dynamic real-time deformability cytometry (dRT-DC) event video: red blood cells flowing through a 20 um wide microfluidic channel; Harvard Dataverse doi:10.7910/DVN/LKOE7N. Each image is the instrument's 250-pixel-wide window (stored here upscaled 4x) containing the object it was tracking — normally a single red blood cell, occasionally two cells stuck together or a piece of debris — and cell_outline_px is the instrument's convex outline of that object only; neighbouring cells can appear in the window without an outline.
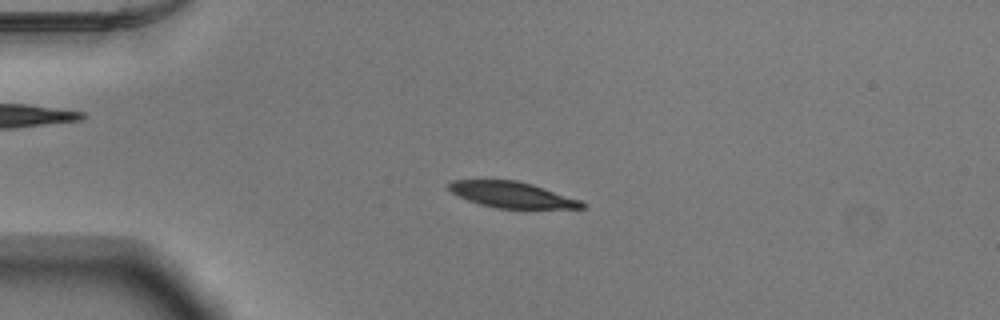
{"species": "Egyptian fruit bat (a non-hibernating species)", "species_latin": "Rousettus aegyptiacus", "temperature_condition": "warm", "stored_images_in_passage": 53, "camera_frame_rate_fps": 3000, "um_per_image_px": 0.085, "animal": {"sex": "male"}, "frame": {"image": 1, "passage_image": 14, "time_ms": 4.333, "image_size_px": [1000, 320], "cell_outline_px": [[588, 208], [496, 208], [480, 204], [468, 200], [452, 192], [448, 188], [448, 184], [452, 180], [516, 180], [532, 184], [580, 200], [588, 204]], "centroid_in_image_um": [43.54, 16.55], "position_along_channel_um": 41.5, "area_um2": 19.94}}
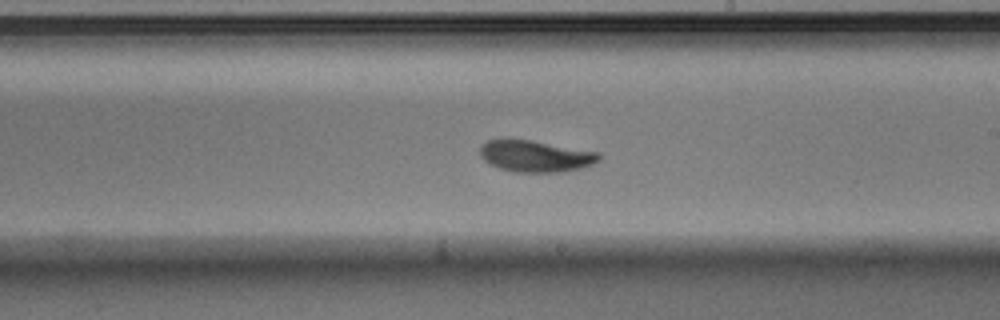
{"frame": {"image": 2, "passage_image": 32, "time_ms": 10.333, "image_size_px": [1000, 320], "cell_outline_px": [[600, 160], [592, 164], [580, 168], [560, 172], [516, 172], [500, 168], [484, 160], [480, 156], [480, 144], [488, 140], [532, 140], [600, 152]], "centroid_in_image_um": [45.54, 13.27], "position_along_channel_um": 243.5, "area_um2": 21.73}}
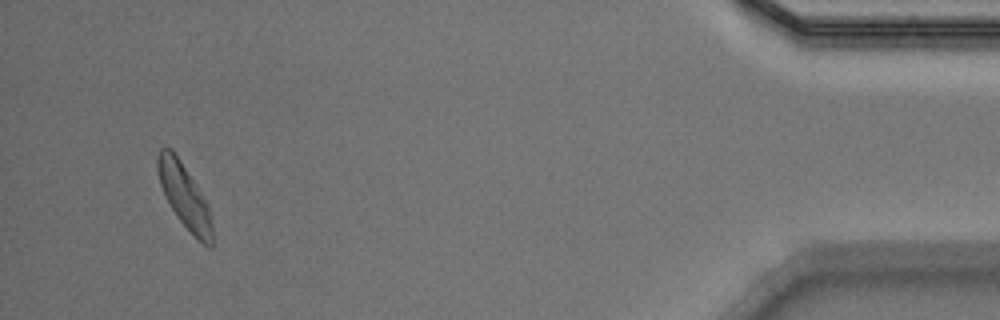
{"frame": {"image": 3, "passage_image": 51, "time_ms": 16.667, "image_size_px": [1000, 320], "cell_outline_px": [[212, 248], [208, 248], [176, 216], [160, 184], [156, 168], [156, 156], [160, 148], [172, 148], [196, 184], [208, 204], [212, 224]], "centroid_in_image_um": [15.66, 16.61], "position_along_channel_um": 419.5, "area_um2": 20.0}, "authors_computed_cell_mechanics": {"area_um2": 21.4438, "velocity_mm_per_s": 3.884, "shape_relaxation_time_tau1_ms": 2.7512, "shape_relaxation_time_tau2_ms": 3.5151, "deformation_change_tau1": 0.1288, "deformation_change_tau2": 0.0819}}